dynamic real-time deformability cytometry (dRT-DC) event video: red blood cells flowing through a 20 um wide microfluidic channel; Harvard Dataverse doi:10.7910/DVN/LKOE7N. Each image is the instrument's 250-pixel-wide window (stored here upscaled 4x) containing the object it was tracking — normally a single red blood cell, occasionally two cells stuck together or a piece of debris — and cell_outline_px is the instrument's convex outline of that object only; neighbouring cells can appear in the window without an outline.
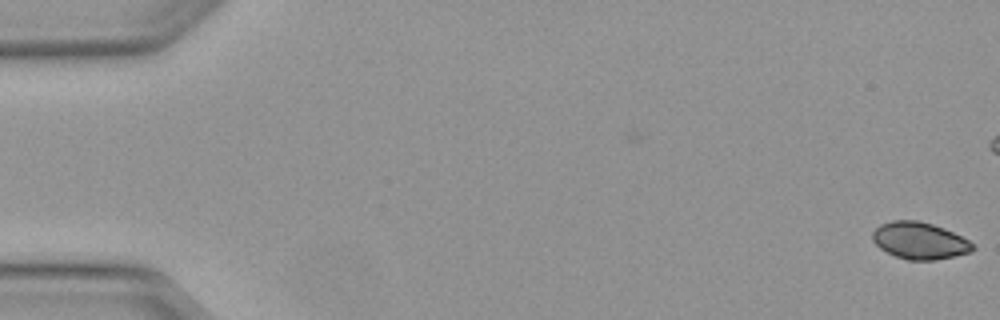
{"species": "Egyptian fruit bat (a non-hibernating species)", "species_latin": "Rousettus aegyptiacus", "temperature_condition": "warm", "stored_images_in_passage": 41, "camera_frame_rate_fps": 3000, "um_per_image_px": 0.085, "animal": {"sex": "female"}, "frame": {"image": 1, "passage_image": 1, "time_ms": 0.0, "image_size_px": [1000, 320], "cell_outline_px": [[976, 248], [972, 252], [936, 260], [908, 260], [896, 256], [880, 248], [872, 240], [872, 232], [880, 224], [892, 220], [920, 220], [944, 228], [968, 240]], "centroid_in_image_um": [78.16, 20.45], "position_along_channel_um": 6.8, "area_um2": 21.56}}
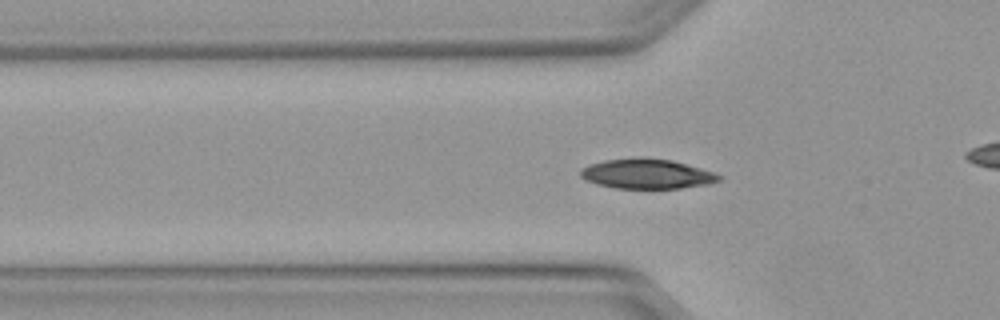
{"frame": {"image": 2, "passage_image": 17, "time_ms": 5.333, "image_size_px": [1000, 320], "cell_outline_px": [[724, 176], [720, 180], [708, 184], [680, 188], [616, 188], [596, 184], [584, 180], [580, 176], [580, 168], [588, 164], [604, 160], [640, 156], [644, 156], [672, 160], [700, 168]], "centroid_in_image_um": [54.93, 14.76], "position_along_channel_um": 70.9, "area_um2": 24.39}}
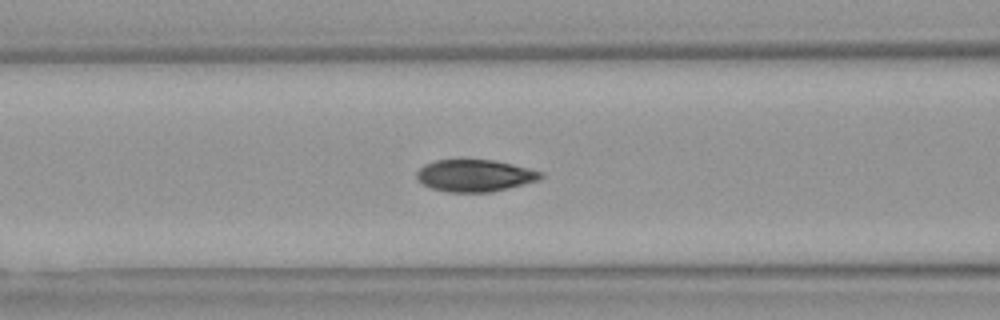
{"frame": {"image": 3, "passage_image": 21, "time_ms": 6.667, "image_size_px": [1000, 320], "cell_outline_px": [[544, 176], [540, 180], [492, 192], [444, 192], [432, 188], [424, 184], [416, 176], [416, 172], [424, 164], [436, 160], [496, 160], [544, 172]], "centroid_in_image_um": [40.39, 14.93], "position_along_channel_um": 126.2, "area_um2": 23.18}}